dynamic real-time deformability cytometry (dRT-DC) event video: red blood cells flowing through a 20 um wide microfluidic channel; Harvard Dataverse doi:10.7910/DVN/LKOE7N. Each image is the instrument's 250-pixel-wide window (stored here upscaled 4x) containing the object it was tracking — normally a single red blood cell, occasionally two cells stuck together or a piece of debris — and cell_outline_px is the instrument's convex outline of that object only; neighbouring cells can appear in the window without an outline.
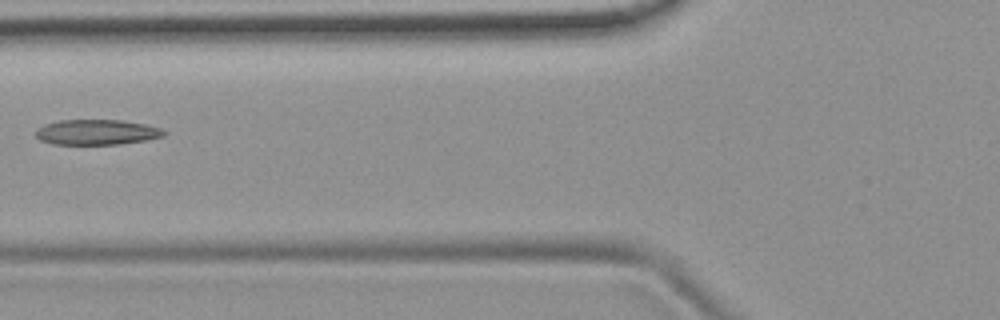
{"species": "common noctule bat (a hibernating species)", "species_latin": "Nyctalus noctula", "temperature_condition": "room temperature", "stored_images_in_passage": 6, "camera_frame_rate_fps": 3000, "um_per_image_px": 0.085, "animal": {"sex": "female", "body_mass_g": 19.9}, "frame": {"image": 1, "passage_image": 6, "time_ms": 5.667, "image_size_px": [1000, 320], "cell_outline_px": [[168, 132], [164, 136], [144, 140], [120, 144], [52, 144], [40, 140], [32, 132], [36, 128], [44, 124], [60, 120], [124, 120], [144, 124], [160, 128]], "centroid_in_image_um": [8.18, 11.23], "position_along_channel_um": 117.6, "area_um2": 19.02}}